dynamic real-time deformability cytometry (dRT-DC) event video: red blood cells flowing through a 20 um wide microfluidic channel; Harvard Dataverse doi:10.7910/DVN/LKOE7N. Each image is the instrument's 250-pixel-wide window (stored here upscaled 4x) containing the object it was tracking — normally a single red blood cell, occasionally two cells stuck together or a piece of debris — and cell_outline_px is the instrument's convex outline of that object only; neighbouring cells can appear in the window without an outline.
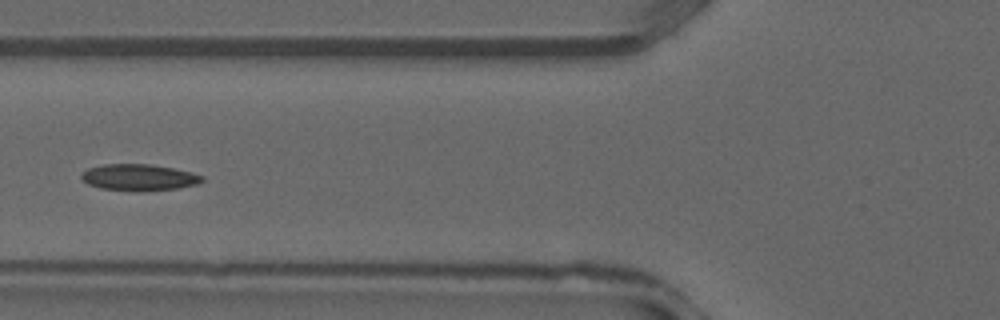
{"species": "common noctule bat (a hibernating species)", "species_latin": "Nyctalus noctula", "temperature_condition": "warm", "stored_images_in_passage": 11, "camera_frame_rate_fps": 3000, "um_per_image_px": 0.085, "animal": {"sex": "male", "forearm_length_mm": 52.5}, "frame": {"image": 1, "passage_image": 4, "time_ms": 1.0, "image_size_px": [1000, 320], "cell_outline_px": [[204, 180], [196, 184], [180, 188], [100, 188], [88, 184], [80, 176], [88, 168], [104, 164], [152, 164], [192, 172], [204, 176]], "centroid_in_image_um": [11.83, 15.02], "position_along_channel_um": 114.0, "area_um2": 17.57}}
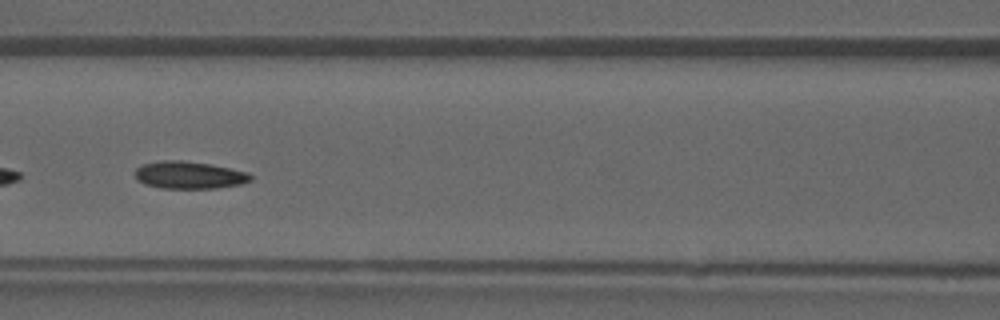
{"frame": {"image": 2, "passage_image": 6, "time_ms": 1.667, "image_size_px": [1000, 320], "cell_outline_px": [[252, 180], [240, 184], [216, 188], [160, 188], [144, 184], [136, 180], [136, 168], [144, 164], [160, 160], [180, 160], [212, 164], [248, 172], [252, 176]], "centroid_in_image_um": [16.08, 14.88], "position_along_channel_um": 150.5, "area_um2": 18.5}}